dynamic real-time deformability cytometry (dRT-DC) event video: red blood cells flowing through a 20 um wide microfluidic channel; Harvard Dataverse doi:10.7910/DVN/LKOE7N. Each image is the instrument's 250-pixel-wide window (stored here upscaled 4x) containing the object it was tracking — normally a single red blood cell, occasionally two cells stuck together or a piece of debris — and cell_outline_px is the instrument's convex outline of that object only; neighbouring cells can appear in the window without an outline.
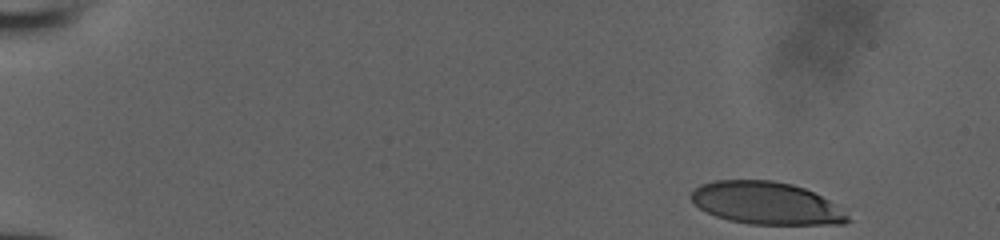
{"species": "human", "species_latin": "Homo sapiens", "temperature_condition": "room temperature", "stored_images_in_passage": 41, "camera_frame_rate_fps": 3000, "um_per_image_px": 0.085, "donor": {"sex": "male"}, "frame": {"image": 1, "passage_image": 1, "time_ms": 0.0, "image_size_px": [1000, 240], "cell_outline_px": [[852, 220], [844, 224], [748, 224], [728, 220], [716, 216], [700, 208], [688, 196], [700, 184], [716, 180], [772, 180], [792, 184], [804, 188], [828, 200], [848, 216]], "centroid_in_image_um": [65.09, 17.27], "position_along_channel_um": 19.9, "area_um2": 38.44}}
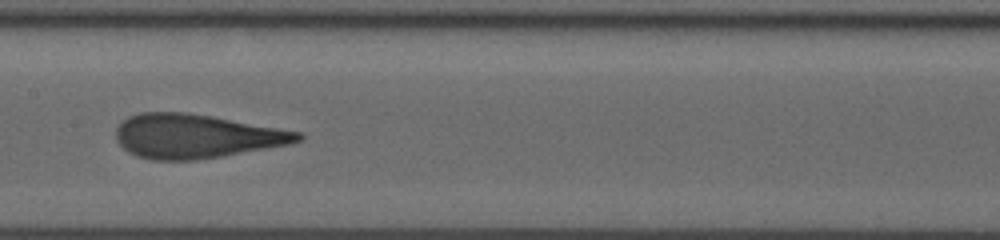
{"frame": {"image": 2, "passage_image": 24, "time_ms": 7.667, "image_size_px": [1000, 240], "cell_outline_px": [[304, 136], [300, 140], [292, 144], [196, 160], [152, 160], [136, 156], [128, 152], [116, 140], [116, 128], [128, 116], [140, 112], [188, 112], [212, 116], [300, 132]], "centroid_in_image_um": [16.63, 11.57], "position_along_channel_um": 190.8, "area_um2": 46.53}}
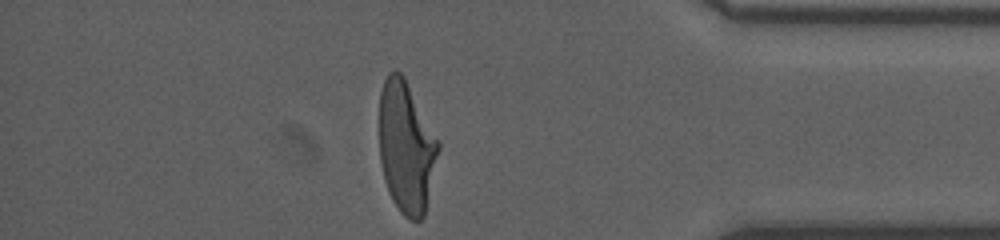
{"frame": {"image": 3, "passage_image": 41, "time_ms": 13.333, "image_size_px": [1000, 240], "cell_outline_px": [[440, 148], [424, 216], [420, 220], [408, 220], [400, 212], [392, 200], [388, 192], [384, 180], [380, 160], [380, 92], [384, 80], [388, 72], [396, 68], [404, 76], [440, 144]], "centroid_in_image_um": [34.52, 12.52], "position_along_channel_um": 400.7, "area_um2": 45.26}}